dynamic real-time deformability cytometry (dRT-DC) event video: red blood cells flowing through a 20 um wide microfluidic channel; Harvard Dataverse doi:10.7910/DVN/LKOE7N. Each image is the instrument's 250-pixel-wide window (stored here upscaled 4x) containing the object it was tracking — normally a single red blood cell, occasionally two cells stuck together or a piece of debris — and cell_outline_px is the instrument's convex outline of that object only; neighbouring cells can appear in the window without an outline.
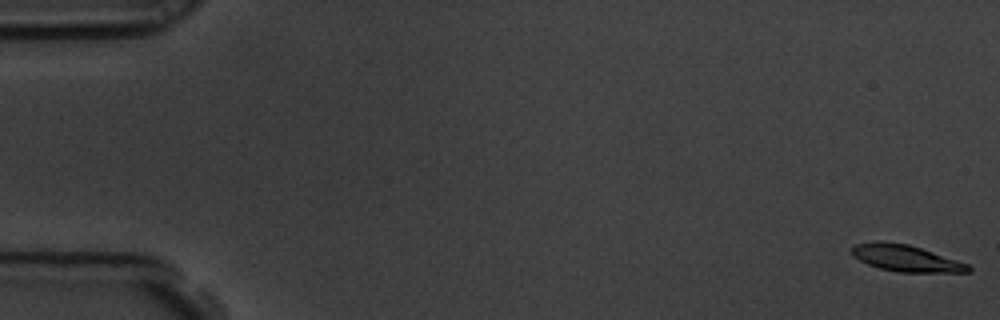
{"species": "common noctule bat (a hibernating species)", "species_latin": "Nyctalus noctula", "temperature_condition": "room temperature", "stored_images_in_passage": 58, "camera_frame_rate_fps": 3000, "um_per_image_px": 0.085, "animal": {"sex": "male", "body_mass_g": 19.5, "forearm_length_mm": 54.6}, "frame": {"image": 1, "passage_image": 1, "time_ms": 0.0, "image_size_px": [1000, 320], "cell_outline_px": [[972, 268], [968, 272], [896, 272], [880, 268], [868, 264], [852, 256], [852, 248], [856, 244], [908, 244], [968, 264]], "centroid_in_image_um": [77.05, 22.0], "position_along_channel_um": 7.9, "area_um2": 17.05}}
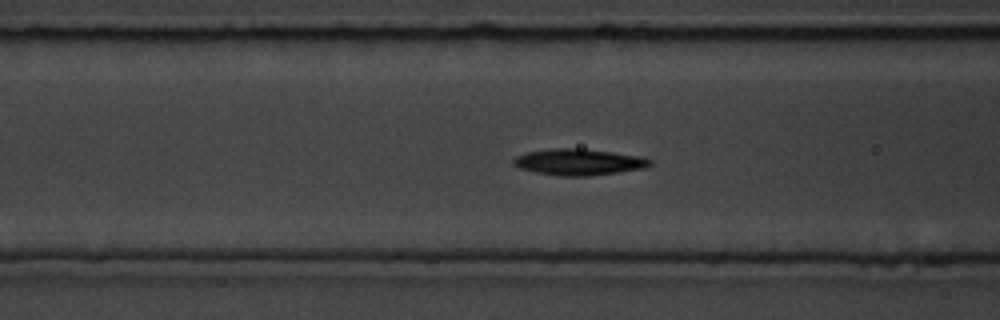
{"frame": {"image": 2, "passage_image": 23, "time_ms": 7.333, "image_size_px": [1000, 320], "cell_outline_px": [[652, 164], [644, 168], [588, 176], [560, 176], [536, 172], [520, 168], [512, 164], [512, 160], [516, 156], [528, 152], [552, 148], [580, 148], [644, 156], [652, 160]], "centroid_in_image_um": [49.21, 13.76], "position_along_channel_um": 117.4, "area_um2": 20.92}}
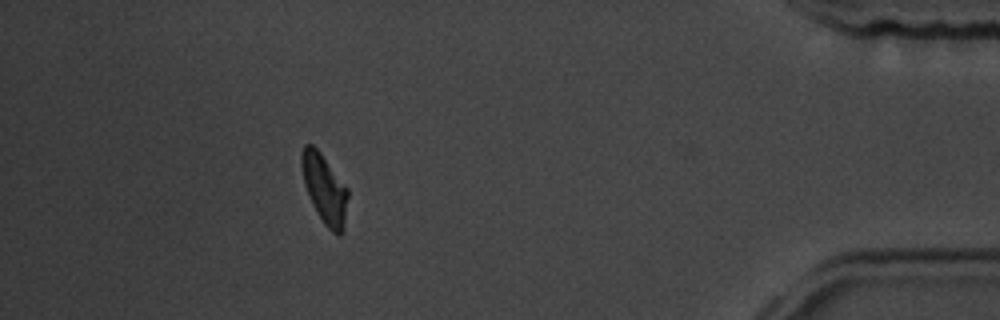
{"frame": {"image": 3, "passage_image": 52, "time_ms": 17.0, "image_size_px": [1000, 320], "cell_outline_px": [[348, 196], [344, 232], [340, 236], [336, 236], [324, 224], [312, 204], [304, 184], [300, 164], [300, 152], [304, 144], [312, 144], [320, 152], [348, 188]], "centroid_in_image_um": [27.58, 16.07], "position_along_channel_um": 407.6, "area_um2": 18.96}, "authors_computed_cell_mechanics": {"area_um2": 19.363, "velocity_mm_per_s": 3.542, "shape_relaxation_time_tau1_ms": 2.9653, "shape_relaxation_time_tau2_ms": 7.1597, "deformation_change_tau1": 0.1369, "deformation_change_tau2": 0.1054}}